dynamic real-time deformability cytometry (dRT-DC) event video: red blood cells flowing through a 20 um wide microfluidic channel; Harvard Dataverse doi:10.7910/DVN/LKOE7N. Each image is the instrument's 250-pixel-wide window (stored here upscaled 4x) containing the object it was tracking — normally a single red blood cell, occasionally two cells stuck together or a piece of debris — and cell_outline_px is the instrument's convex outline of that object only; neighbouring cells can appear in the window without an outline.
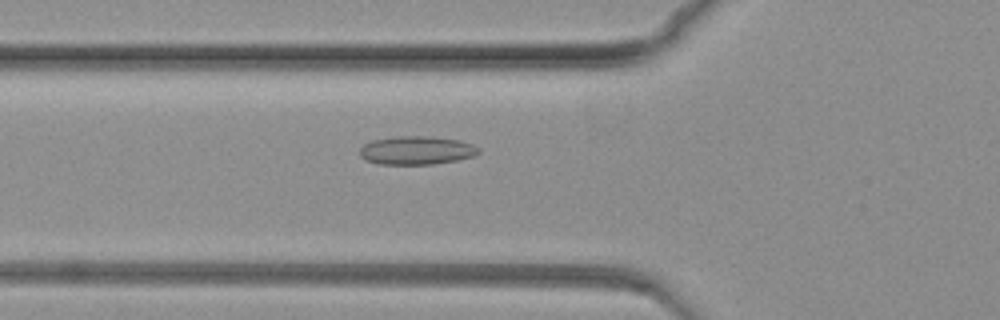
{"species": "common noctule bat (a hibernating species)", "species_latin": "Nyctalus noctula", "temperature_condition": "warm", "stored_images_in_passage": 75, "camera_frame_rate_fps": 3000, "um_per_image_px": 0.085, "animal": {"sex": "female", "body_mass_g": 19.3, "forearm_length_mm": 54.1}, "frame": {"image": 1, "passage_image": 22, "time_ms": 7.0, "image_size_px": [1000, 320], "cell_outline_px": [[480, 152], [476, 156], [456, 160], [432, 164], [376, 164], [364, 160], [360, 156], [360, 148], [364, 144], [372, 140], [396, 136], [428, 136], [460, 140], [472, 144], [480, 148]], "centroid_in_image_um": [35.4, 12.78], "position_along_channel_um": 90.4, "area_um2": 19.88}}
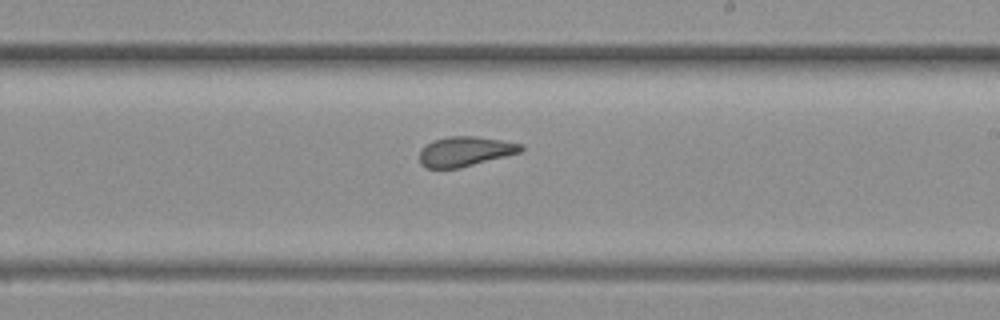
{"frame": {"image": 2, "passage_image": 41, "time_ms": 13.333, "image_size_px": [1000, 320], "cell_outline_px": [[524, 148], [520, 152], [460, 168], [428, 168], [420, 164], [420, 152], [432, 140], [448, 136], [476, 136], [524, 144]], "centroid_in_image_um": [39.54, 12.86], "position_along_channel_um": 249.5, "area_um2": 17.46}}
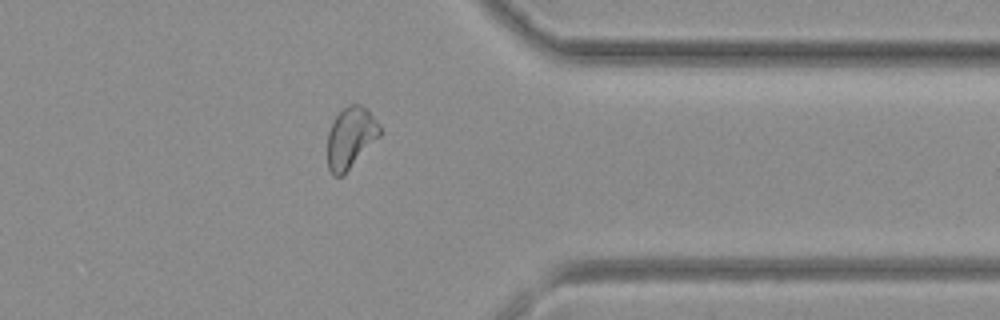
{"frame": {"image": 3, "passage_image": 58, "time_ms": 19.0, "image_size_px": [1000, 320], "cell_outline_px": [[380, 136], [344, 176], [332, 176], [328, 168], [328, 132], [336, 116], [348, 104], [360, 104], [372, 116], [380, 128]], "centroid_in_image_um": [29.78, 11.76], "position_along_channel_um": 381.6, "area_um2": 18.5}}